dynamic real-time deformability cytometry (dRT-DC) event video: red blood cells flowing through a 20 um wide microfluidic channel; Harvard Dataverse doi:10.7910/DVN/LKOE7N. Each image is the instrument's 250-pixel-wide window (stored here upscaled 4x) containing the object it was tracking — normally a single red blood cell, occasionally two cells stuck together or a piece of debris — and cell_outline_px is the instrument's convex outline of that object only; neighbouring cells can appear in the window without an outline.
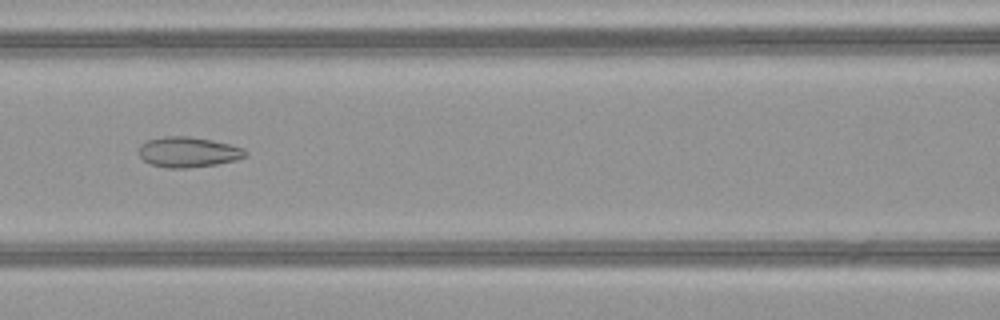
{"species": "common noctule bat (a hibernating species)", "species_latin": "Nyctalus noctula", "temperature_condition": "warm", "stored_images_in_passage": 50, "camera_frame_rate_fps": 3000, "um_per_image_px": 0.085, "animal": {"sex": "female", "body_mass_g": 21.9}, "frame": {"image": 1, "passage_image": 23, "time_ms": 7.333, "image_size_px": [1000, 320], "cell_outline_px": [[248, 152], [244, 156], [236, 160], [216, 164], [188, 168], [168, 168], [148, 164], [136, 152], [140, 144], [148, 140], [164, 136], [188, 136], [212, 140], [244, 148]], "centroid_in_image_um": [15.94, 12.93], "position_along_channel_um": 150.7, "area_um2": 18.96}}
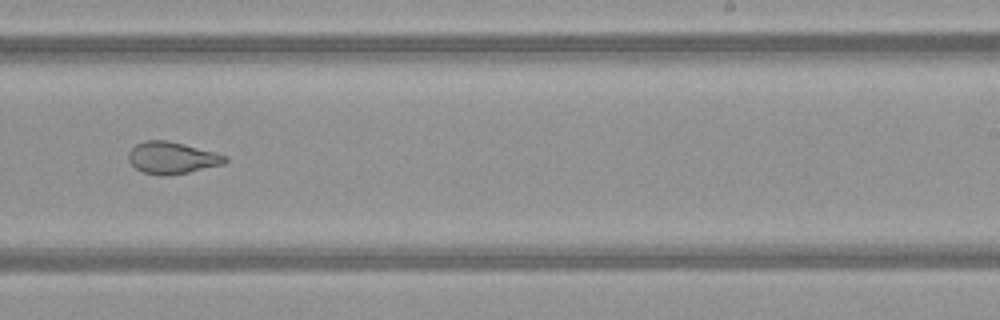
{"frame": {"image": 2, "passage_image": 32, "time_ms": 10.333, "image_size_px": [1000, 320], "cell_outline_px": [[228, 160], [224, 164], [188, 172], [168, 176], [164, 176], [144, 172], [136, 168], [128, 160], [128, 152], [136, 144], [144, 140], [168, 140], [216, 152], [228, 156]], "centroid_in_image_um": [14.64, 13.41], "position_along_channel_um": 274.4, "area_um2": 18.03}}
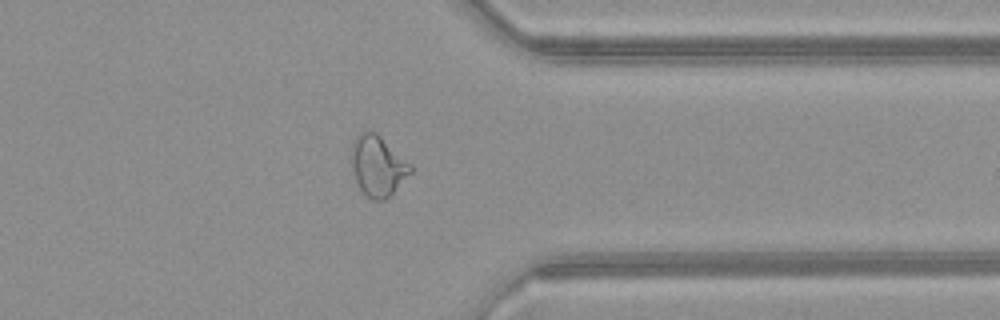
{"frame": {"image": 3, "passage_image": 40, "time_ms": 13.0, "image_size_px": [1000, 320], "cell_outline_px": [[412, 172], [384, 200], [372, 200], [360, 188], [356, 180], [352, 168], [352, 144], [356, 136], [364, 128], [368, 128], [376, 132], [412, 164]], "centroid_in_image_um": [32.11, 14.04], "position_along_channel_um": 379.3, "area_um2": 20.75}, "authors_computed_cell_mechanics": {"area_um2": 23.1778, "velocity_mm_per_s": 4.1316, "shape_relaxation_time_tau1_ms": null, "shape_relaxation_time_tau2_ms": 1.4847, "deformation_change_tau1": null, "deformation_change_tau2": 0.0861}}